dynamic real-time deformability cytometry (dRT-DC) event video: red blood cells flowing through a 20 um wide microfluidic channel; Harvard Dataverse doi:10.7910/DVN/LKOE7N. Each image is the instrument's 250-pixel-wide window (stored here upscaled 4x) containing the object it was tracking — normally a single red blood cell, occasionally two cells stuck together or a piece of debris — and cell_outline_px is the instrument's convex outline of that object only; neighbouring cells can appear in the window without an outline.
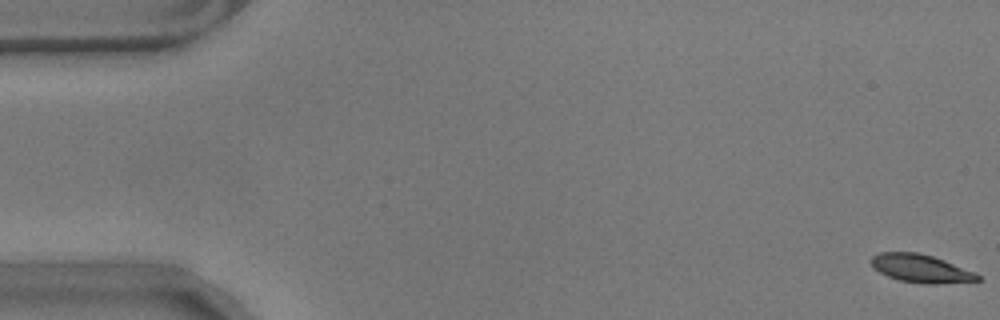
{"species": "common noctule bat (a hibernating species)", "species_latin": "Nyctalus noctula", "temperature_condition": "warm", "stored_images_in_passage": 11, "camera_frame_rate_fps": 3000, "um_per_image_px": 0.085, "animal": {"sex": "male", "body_mass_g": 17.9}, "frame": {"image": 1, "passage_image": 1, "time_ms": 0.0, "image_size_px": [1000, 320], "cell_outline_px": [[980, 280], [936, 284], [924, 284], [900, 280], [888, 276], [872, 268], [872, 256], [880, 252], [916, 252], [932, 256], [944, 260], [976, 272], [980, 276]], "centroid_in_image_um": [78.28, 22.82], "position_along_channel_um": 6.7, "area_um2": 17.34}}